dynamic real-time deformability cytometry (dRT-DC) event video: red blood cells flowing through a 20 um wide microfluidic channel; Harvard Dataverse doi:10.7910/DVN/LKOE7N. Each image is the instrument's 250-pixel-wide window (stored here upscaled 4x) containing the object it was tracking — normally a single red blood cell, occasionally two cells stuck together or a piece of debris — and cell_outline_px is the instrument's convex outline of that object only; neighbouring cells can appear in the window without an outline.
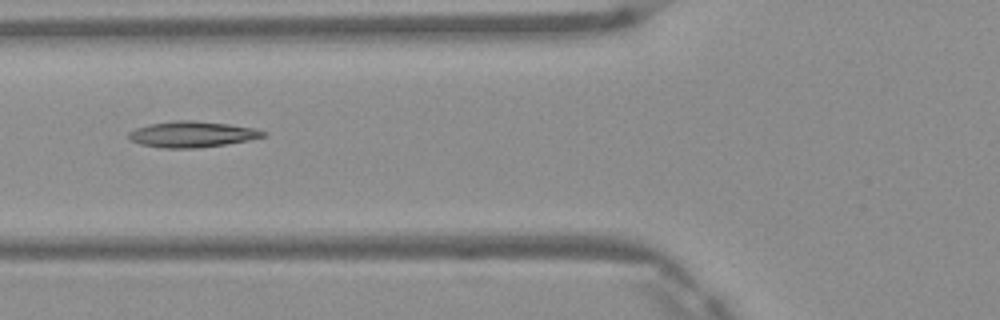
{"species": "Egyptian fruit bat (a non-hibernating species)", "species_latin": "Rousettus aegyptiacus", "temperature_condition": "warm", "stored_images_in_passage": 3, "camera_frame_rate_fps": 3000, "um_per_image_px": 0.085, "frame": {"image": 1, "passage_image": 3, "time_ms": 0.667, "image_size_px": [1000, 320], "cell_outline_px": [[268, 132], [264, 136], [248, 140], [224, 144], [196, 148], [164, 148], [140, 144], [132, 140], [128, 136], [128, 132], [136, 128], [152, 124], [176, 120], [192, 120], [228, 124], [252, 128]], "centroid_in_image_um": [16.31, 11.41], "position_along_channel_um": 109.5, "area_um2": 20.0}}